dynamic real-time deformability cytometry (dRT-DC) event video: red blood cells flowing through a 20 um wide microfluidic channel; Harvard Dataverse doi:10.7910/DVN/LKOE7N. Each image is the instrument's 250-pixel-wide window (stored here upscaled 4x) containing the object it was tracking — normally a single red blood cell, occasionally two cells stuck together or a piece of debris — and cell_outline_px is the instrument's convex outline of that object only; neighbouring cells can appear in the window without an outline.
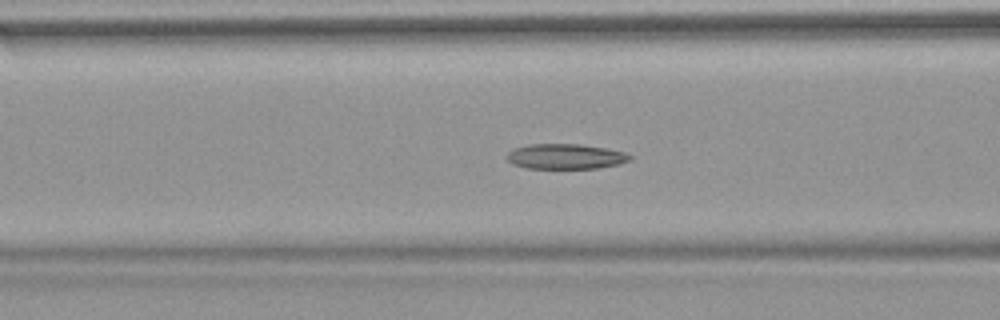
{"species": "common noctule bat (a hibernating species)", "species_latin": "Nyctalus noctula", "temperature_condition": "warm", "stored_images_in_passage": 54, "camera_frame_rate_fps": 3000, "um_per_image_px": 0.085, "animal": {"sex": "female", "body_mass_g": 18.4}, "frame": {"image": 1, "passage_image": 22, "time_ms": 7.0, "image_size_px": [1000, 320], "cell_outline_px": [[632, 160], [620, 164], [596, 168], [528, 168], [512, 164], [504, 156], [508, 152], [516, 148], [528, 144], [580, 144], [604, 148], [624, 152], [632, 156]], "centroid_in_image_um": [48.07, 13.3], "position_along_channel_um": 118.5, "area_um2": 18.03}}
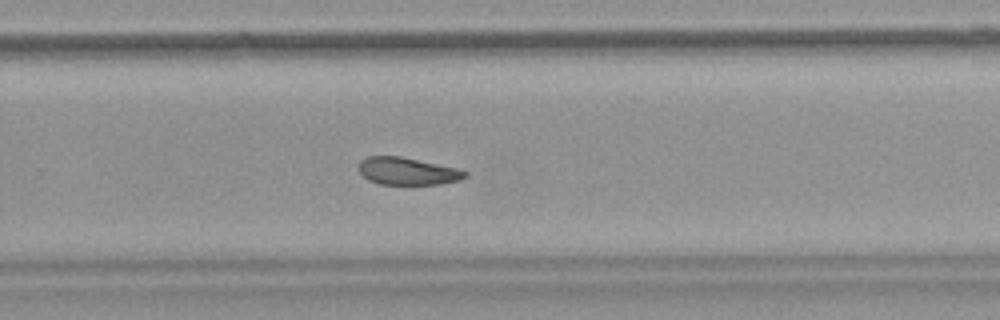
{"frame": {"image": 2, "passage_image": 36, "time_ms": 11.667, "image_size_px": [1000, 320], "cell_outline_px": [[468, 176], [456, 180], [440, 184], [380, 184], [368, 180], [356, 168], [360, 160], [364, 156], [400, 156], [460, 168], [468, 172]], "centroid_in_image_um": [34.61, 14.53], "position_along_channel_um": 295.2, "area_um2": 17.17}}
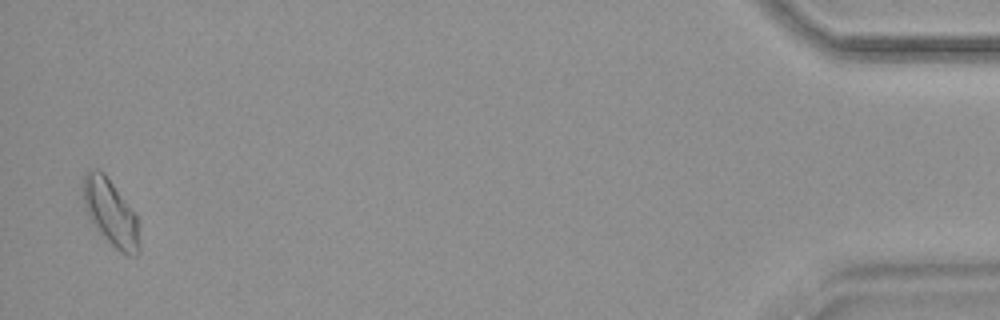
{"frame": {"image": 3, "passage_image": 53, "time_ms": 17.333, "image_size_px": [1000, 320], "cell_outline_px": [[140, 252], [136, 256], [128, 256], [120, 252], [100, 232], [88, 216], [84, 204], [84, 176], [92, 168], [96, 168], [104, 172], [136, 216], [140, 248]], "centroid_in_image_um": [9.42, 18.1], "position_along_channel_um": 425.8, "area_um2": 21.1}, "authors_computed_cell_mechanics": {"area_um2": 18.9006, "velocity_mm_per_s": 3.7955, "shape_relaxation_time_tau1_ms": null, "shape_relaxation_time_tau2_ms": 2.5421, "deformation_change_tau1": null, "deformation_change_tau2": 0.0751}}